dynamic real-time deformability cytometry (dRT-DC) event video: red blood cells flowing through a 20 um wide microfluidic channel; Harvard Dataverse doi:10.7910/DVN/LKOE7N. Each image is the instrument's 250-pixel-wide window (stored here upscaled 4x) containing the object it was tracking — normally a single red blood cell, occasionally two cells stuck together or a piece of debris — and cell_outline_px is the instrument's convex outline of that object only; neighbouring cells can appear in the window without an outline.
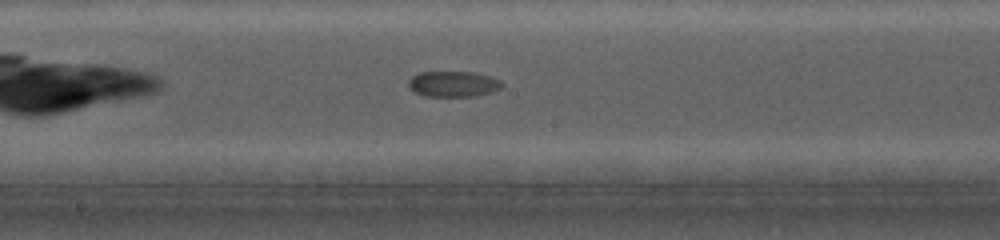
{"species": "common noctule bat (a hibernating species)", "species_latin": "Nyctalus noctula", "temperature_condition": "cold", "stored_images_in_passage": 21, "segment_of_instrument_passage": [1, 2], "camera_frame_rate_fps": 5000, "um_per_image_px": 0.085, "animal": {"sex": "female", "body_mass_g": 19.0, "forearm_length_mm": 56.7}, "frame": {"image": 1, "passage_image": 9, "time_ms": 4.0, "image_size_px": [1000, 240], "cell_outline_px": [[504, 84], [500, 88], [492, 92], [476, 96], [424, 96], [412, 92], [408, 88], [408, 80], [412, 76], [420, 72], [476, 72], [492, 76], [500, 80]], "centroid_in_image_um": [38.51, 7.14], "position_along_channel_um": 209.7, "area_um2": 14.28}}
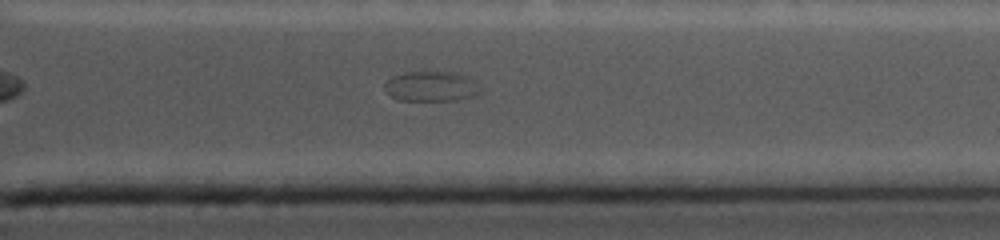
{"frame": {"image": 2, "passage_image": 18, "time_ms": 8.6, "image_size_px": [1000, 240], "cell_outline_px": [[480, 96], [456, 100], [400, 100], [392, 96], [384, 88], [384, 84], [392, 76], [408, 72], [456, 72], [472, 80], [480, 88]], "centroid_in_image_um": [36.68, 7.35], "position_along_channel_um": 374.7, "area_um2": 16.65}}
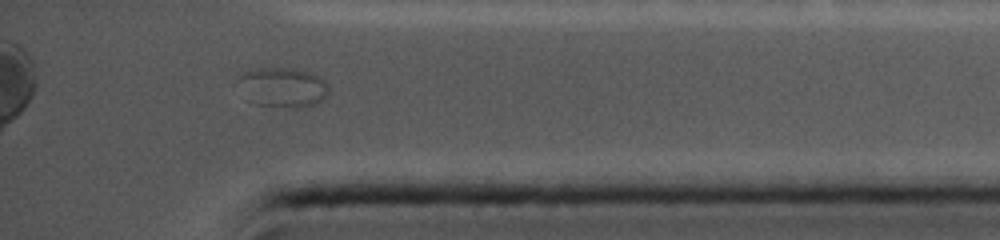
{"frame": {"image": 3, "passage_image": 20, "time_ms": 9.6, "image_size_px": [1000, 240], "cell_outline_px": [[328, 96], [312, 104], [296, 108], [256, 104], [252, 100], [236, 80], [236, 76], [244, 72], [256, 68], [292, 68], [312, 72], [324, 80], [328, 84]], "centroid_in_image_um": [24.06, 7.39], "position_along_channel_um": 411.1, "area_um2": 20.69}}